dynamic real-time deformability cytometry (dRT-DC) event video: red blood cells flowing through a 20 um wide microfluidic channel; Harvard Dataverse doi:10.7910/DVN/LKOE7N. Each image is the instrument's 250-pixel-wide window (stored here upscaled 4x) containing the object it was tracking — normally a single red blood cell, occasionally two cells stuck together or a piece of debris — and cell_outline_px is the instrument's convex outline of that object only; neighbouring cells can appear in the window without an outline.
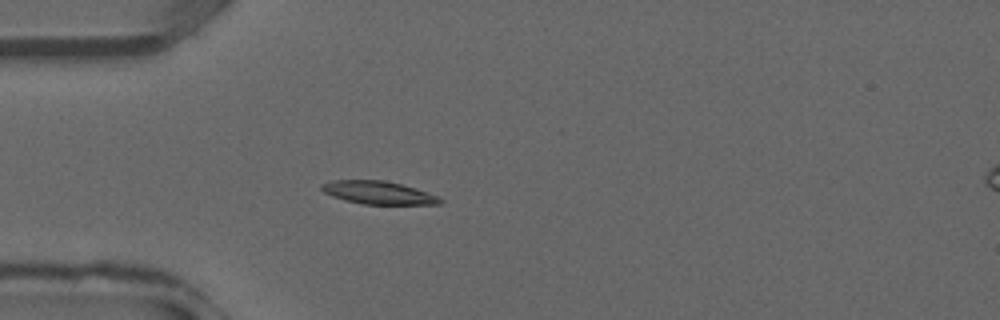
{"species": "common noctule bat (a hibernating species)", "species_latin": "Nyctalus noctula", "temperature_condition": "warm", "stored_images_in_passage": 13, "camera_frame_rate_fps": 3000, "um_per_image_px": 0.085, "animal": {"sex": "male", "forearm_length_mm": 52.5}, "frame": {"image": 1, "passage_image": 2, "time_ms": 0.333, "image_size_px": [1000, 320], "cell_outline_px": [[444, 200], [440, 204], [364, 204], [344, 200], [332, 196], [324, 192], [320, 188], [320, 184], [336, 180], [384, 180], [400, 184], [436, 196]], "centroid_in_image_um": [32.09, 16.38], "position_along_channel_um": 52.9, "area_um2": 15.55}}
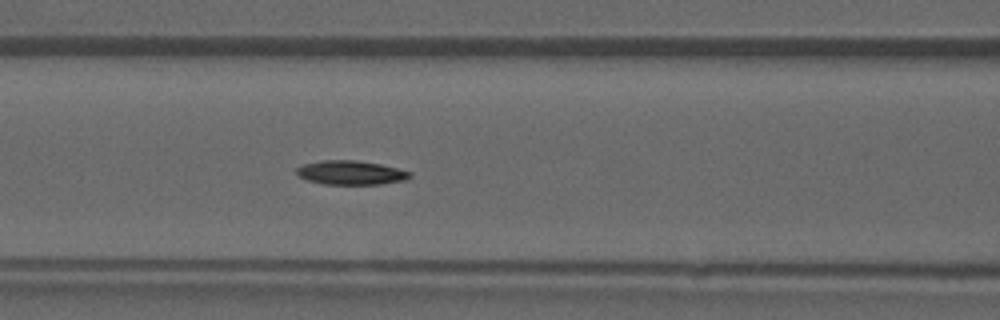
{"frame": {"image": 2, "passage_image": 7, "time_ms": 2.0, "image_size_px": [1000, 320], "cell_outline_px": [[412, 176], [408, 180], [380, 184], [324, 184], [308, 180], [300, 176], [296, 172], [296, 168], [304, 164], [320, 160], [356, 160], [380, 164], [412, 172]], "centroid_in_image_um": [29.85, 14.67], "position_along_channel_um": 136.7, "area_um2": 15.9}}
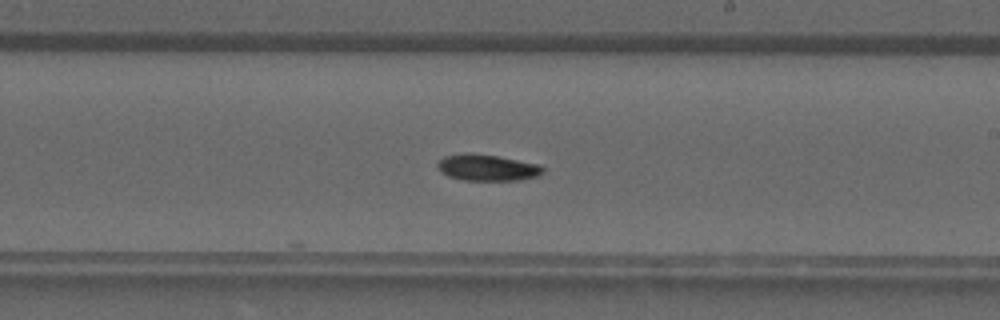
{"frame": {"image": 3, "passage_image": 13, "time_ms": 4.0, "image_size_px": [1000, 320], "cell_outline_px": [[544, 172], [536, 176], [520, 180], [464, 180], [448, 176], [440, 172], [436, 164], [444, 156], [464, 152], [496, 156], [540, 164], [544, 168]], "centroid_in_image_um": [41.39, 14.24], "position_along_channel_um": 247.6, "area_um2": 16.18}}